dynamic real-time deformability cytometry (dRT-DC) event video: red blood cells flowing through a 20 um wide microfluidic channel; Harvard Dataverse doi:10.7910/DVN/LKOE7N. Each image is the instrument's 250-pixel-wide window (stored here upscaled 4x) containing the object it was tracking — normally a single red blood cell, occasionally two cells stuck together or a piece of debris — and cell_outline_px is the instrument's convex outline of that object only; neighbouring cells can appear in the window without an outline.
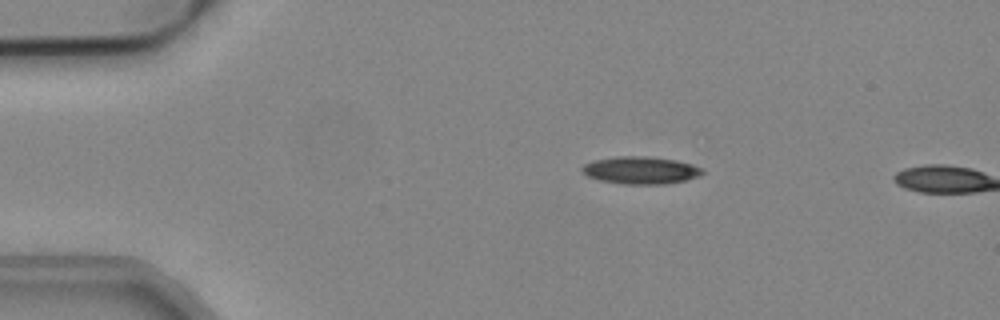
{"species": "common noctule bat (a hibernating species)", "species_latin": "Nyctalus noctula", "temperature_condition": "cold", "stored_images_in_passage": 10, "camera_frame_rate_fps": 3000, "um_per_image_px": 0.085, "animal": {"sex": "male", "body_mass_g": 19.2, "forearm_length_mm": 51.8}, "frame": {"image": 1, "passage_image": 9, "time_ms": 2.667, "image_size_px": [1000, 320], "cell_outline_px": [[704, 172], [700, 176], [684, 180], [664, 184], [624, 184], [600, 180], [588, 176], [580, 168], [584, 164], [592, 160], [616, 156], [644, 156], [676, 160], [692, 164], [704, 168]], "centroid_in_image_um": [54.46, 14.46], "position_along_channel_um": 30.5, "area_um2": 19.25}}